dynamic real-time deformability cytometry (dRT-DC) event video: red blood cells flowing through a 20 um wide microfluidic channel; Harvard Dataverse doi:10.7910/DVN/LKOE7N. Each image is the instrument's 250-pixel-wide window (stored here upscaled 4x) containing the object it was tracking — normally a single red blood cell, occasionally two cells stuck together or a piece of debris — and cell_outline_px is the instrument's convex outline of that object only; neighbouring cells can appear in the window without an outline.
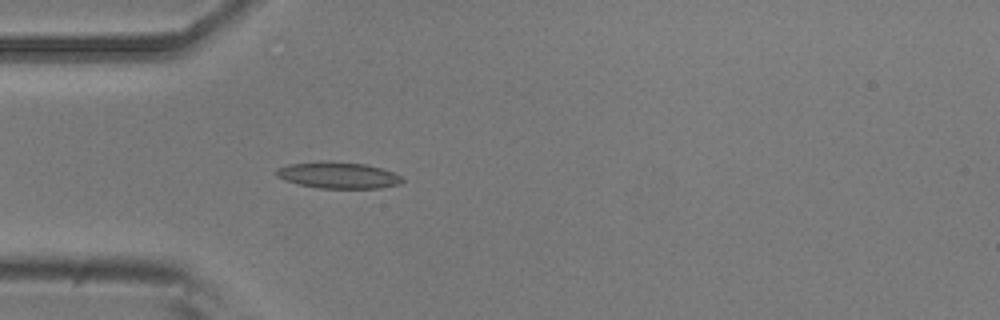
{"species": "common noctule bat (a hibernating species)", "species_latin": "Nyctalus noctula", "temperature_condition": "room temperature", "stored_images_in_passage": 4, "camera_frame_rate_fps": 3000, "um_per_image_px": 0.085, "animal": {"sex": "male", "body_mass_g": 20.5, "forearm_length_mm": 52.5}, "frame": {"image": 1, "passage_image": 4, "time_ms": 1.0, "image_size_px": [1000, 320], "cell_outline_px": [[404, 180], [400, 184], [380, 188], [320, 188], [296, 184], [284, 180], [276, 176], [276, 168], [288, 164], [320, 160], [332, 160], [368, 164], [392, 172], [400, 176]], "centroid_in_image_um": [28.7, 14.87], "position_along_channel_um": 56.3, "area_um2": 19.77}}